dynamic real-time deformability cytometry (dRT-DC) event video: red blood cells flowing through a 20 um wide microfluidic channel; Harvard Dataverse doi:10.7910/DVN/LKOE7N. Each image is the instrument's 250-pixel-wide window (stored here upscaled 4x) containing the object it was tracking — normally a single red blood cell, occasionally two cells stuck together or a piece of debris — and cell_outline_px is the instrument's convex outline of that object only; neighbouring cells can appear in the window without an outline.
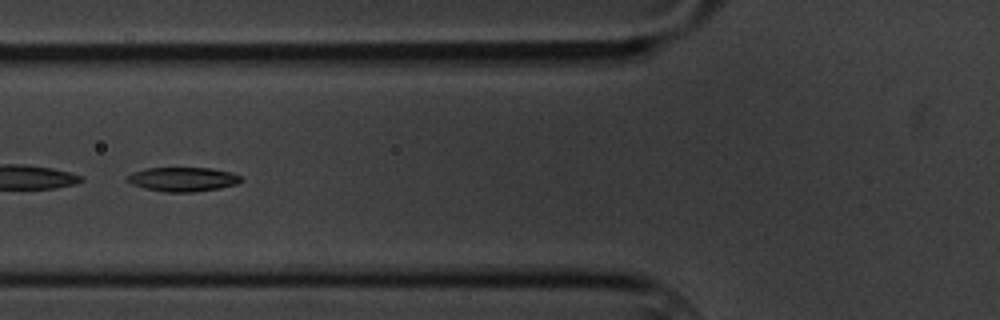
{"species": "common noctule bat (a hibernating species)", "species_latin": "Nyctalus noctula", "temperature_condition": "cold", "stored_images_in_passage": 58, "camera_frame_rate_fps": 3000, "um_per_image_px": 0.085, "animal": {"sex": "male", "body_mass_g": 20.1, "forearm_length_mm": 53.5}, "frame": {"image": 1, "passage_image": 22, "time_ms": 7.0, "image_size_px": [1000, 320], "cell_outline_px": [[244, 180], [236, 184], [220, 188], [192, 192], [164, 192], [144, 188], [132, 184], [124, 180], [132, 172], [148, 168], [212, 168], [232, 172], [240, 176]], "centroid_in_image_um": [15.55, 15.24], "position_along_channel_um": 110.3, "area_um2": 16.13}}
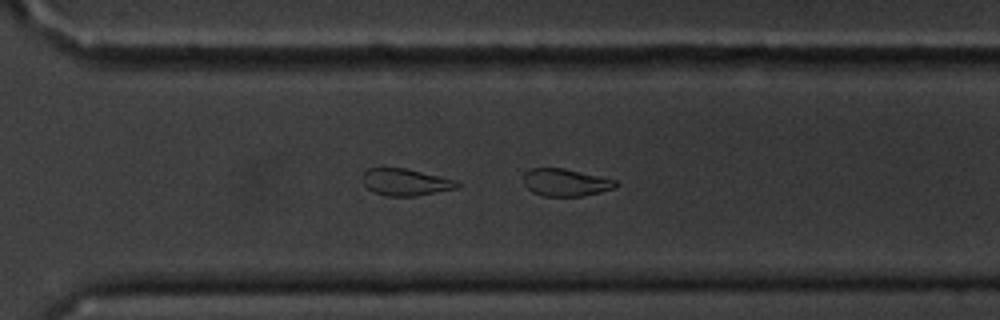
{"frame": {"image": 2, "passage_image": 41, "time_ms": 13.333, "image_size_px": [1000, 320], "cell_outline_px": [[620, 184], [616, 188], [600, 192], [580, 196], [544, 196], [532, 192], [524, 184], [524, 172], [532, 168], [564, 168], [616, 180]], "centroid_in_image_um": [48.09, 15.51], "position_along_channel_um": 322.5, "area_um2": 14.74}}
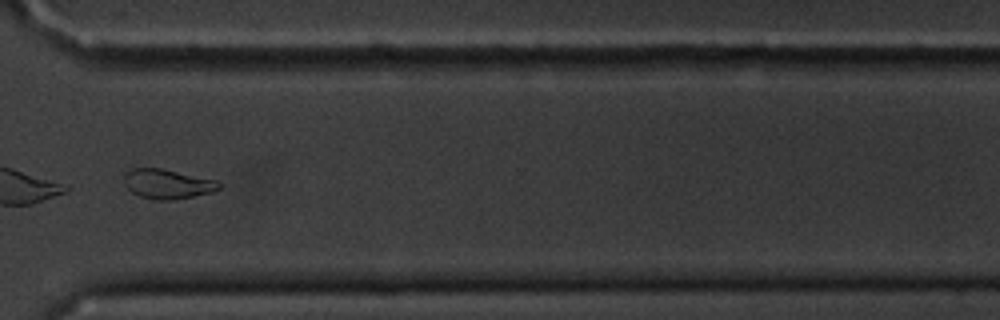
{"frame": {"image": 3, "passage_image": 44, "time_ms": 14.333, "image_size_px": [1000, 320], "cell_outline_px": [[220, 188], [208, 192], [176, 200], [156, 200], [140, 196], [132, 192], [124, 184], [124, 176], [132, 168], [160, 168], [216, 180], [220, 184]], "centroid_in_image_um": [14.2, 15.64], "position_along_channel_um": 356.4, "area_um2": 16.07}, "authors_computed_cell_mechanics": {"area_um2": 18.207, "velocity_mm_per_s": 3.353, "shape_relaxation_time_tau1_ms": 2.5913, "shape_relaxation_time_tau2_ms": null, "deformation_change_tau1": 0.1459, "deformation_change_tau2": null}}